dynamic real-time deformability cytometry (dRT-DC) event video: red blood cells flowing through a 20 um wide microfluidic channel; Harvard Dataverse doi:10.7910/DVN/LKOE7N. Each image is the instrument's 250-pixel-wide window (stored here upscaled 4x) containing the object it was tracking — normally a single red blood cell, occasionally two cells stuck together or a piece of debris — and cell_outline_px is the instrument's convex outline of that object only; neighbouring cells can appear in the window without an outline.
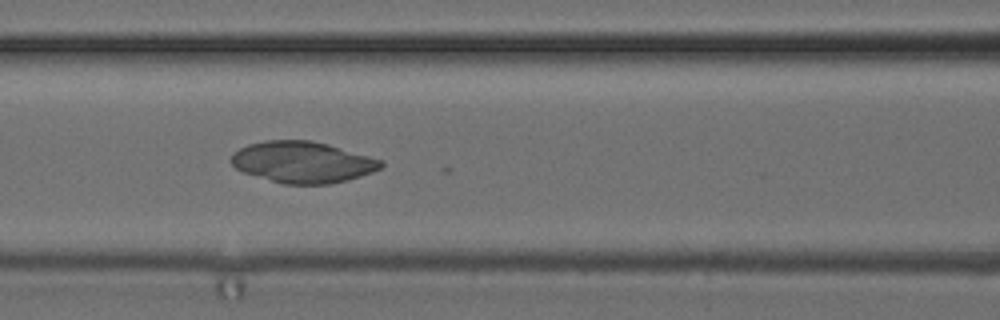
{"species": "common noctule bat (a hibernating species)", "species_latin": "Nyctalus noctula", "temperature_condition": "cold", "stored_images_in_passage": 29, "camera_frame_rate_fps": 3000, "um_per_image_px": 0.085, "animal": {"sex": "female", "body_mass_g": 24.6, "forearm_length_mm": 56.2}, "frame": {"image": 1, "passage_image": 22, "time_ms": 7.0, "image_size_px": [1000, 320], "cell_outline_px": [[384, 164], [380, 168], [372, 172], [348, 180], [328, 184], [284, 184], [244, 172], [236, 168], [228, 160], [232, 152], [248, 144], [264, 140], [308, 140], [328, 144], [384, 160]], "centroid_in_image_um": [25.71, 13.77], "position_along_channel_um": 140.9, "area_um2": 36.13}}
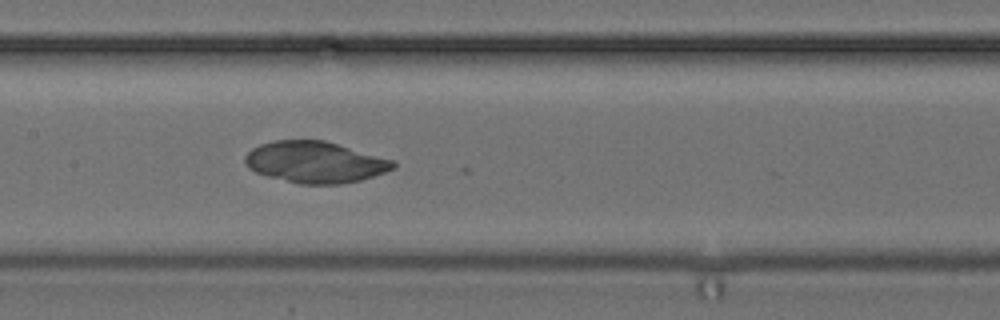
{"frame": {"image": 2, "passage_image": 25, "time_ms": 8.0, "image_size_px": [1000, 320], "cell_outline_px": [[396, 168], [360, 180], [340, 184], [300, 184], [268, 176], [256, 172], [248, 168], [244, 160], [244, 156], [252, 148], [260, 144], [272, 140], [324, 140], [396, 160]], "centroid_in_image_um": [26.79, 13.77], "position_along_channel_um": 180.6, "area_um2": 35.84}}
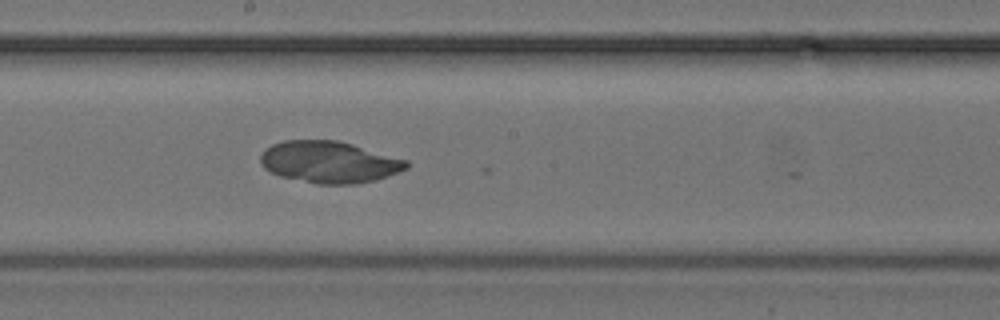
{"frame": {"image": 3, "passage_image": 28, "time_ms": 9.0, "image_size_px": [1000, 320], "cell_outline_px": [[408, 168], [376, 180], [356, 184], [316, 184], [280, 176], [264, 168], [260, 164], [260, 156], [272, 144], [284, 140], [336, 140], [352, 144], [408, 160]], "centroid_in_image_um": [27.98, 13.78], "position_along_channel_um": 220.2, "area_um2": 35.37}}